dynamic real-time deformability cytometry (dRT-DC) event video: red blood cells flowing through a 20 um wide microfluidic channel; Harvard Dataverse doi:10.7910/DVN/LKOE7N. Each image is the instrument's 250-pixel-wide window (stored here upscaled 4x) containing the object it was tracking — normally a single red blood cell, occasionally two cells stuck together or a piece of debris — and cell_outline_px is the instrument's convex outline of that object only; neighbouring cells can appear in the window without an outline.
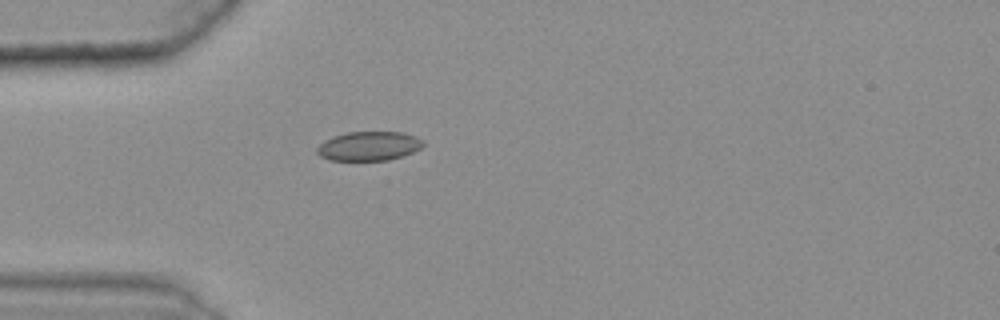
{"species": "common noctule bat (a hibernating species)", "species_latin": "Nyctalus noctula", "temperature_condition": "warm", "stored_images_in_passage": 44, "camera_frame_rate_fps": 3000, "um_per_image_px": 0.085, "animal": {"sex": "female", "body_mass_g": 25.1}, "frame": {"image": 1, "passage_image": 10, "time_ms": 3.0, "image_size_px": [1000, 320], "cell_outline_px": [[424, 144], [420, 148], [404, 156], [388, 160], [332, 160], [320, 156], [316, 152], [316, 148], [324, 140], [332, 136], [348, 132], [404, 132], [416, 136], [424, 140]], "centroid_in_image_um": [31.36, 12.41], "position_along_channel_um": 53.6, "area_um2": 18.15}}
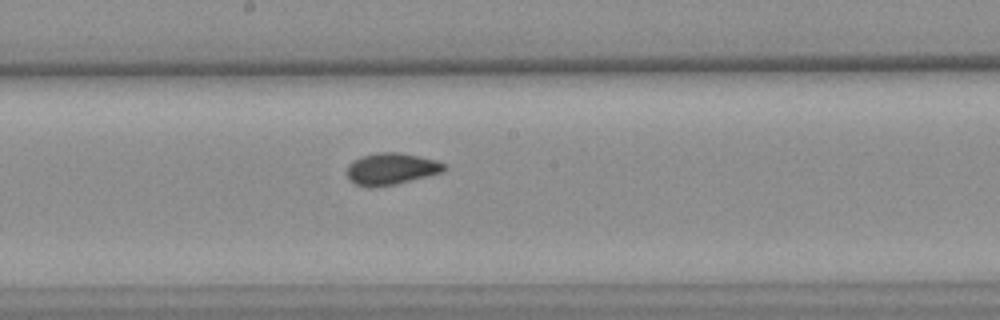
{"frame": {"image": 2, "passage_image": 24, "time_ms": 7.667, "image_size_px": [1000, 320], "cell_outline_px": [[448, 168], [444, 172], [396, 184], [372, 188], [368, 188], [356, 184], [348, 180], [348, 164], [352, 160], [360, 156], [380, 152], [400, 152], [420, 156], [436, 160], [448, 164]], "centroid_in_image_um": [33.28, 14.35], "position_along_channel_um": 214.9, "area_um2": 18.38}}
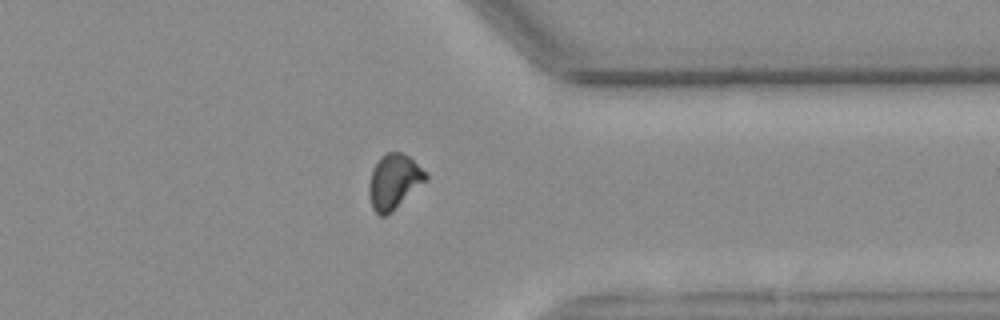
{"frame": {"image": 3, "passage_image": 38, "time_ms": 12.333, "image_size_px": [1000, 320], "cell_outline_px": [[428, 176], [392, 212], [384, 216], [380, 216], [372, 208], [368, 196], [368, 184], [372, 168], [380, 156], [388, 152], [400, 152], [408, 156]], "centroid_in_image_um": [33.4, 15.44], "position_along_channel_um": 378.0, "area_um2": 17.74}, "authors_computed_cell_mechanics": {"area_um2": 17.8891, "velocity_mm_per_s": 3.6108, "shape_relaxation_time_tau1_ms": null, "shape_relaxation_time_tau2_ms": 0.8523, "deformation_change_tau1": null, "deformation_change_tau2": 0.0489}}